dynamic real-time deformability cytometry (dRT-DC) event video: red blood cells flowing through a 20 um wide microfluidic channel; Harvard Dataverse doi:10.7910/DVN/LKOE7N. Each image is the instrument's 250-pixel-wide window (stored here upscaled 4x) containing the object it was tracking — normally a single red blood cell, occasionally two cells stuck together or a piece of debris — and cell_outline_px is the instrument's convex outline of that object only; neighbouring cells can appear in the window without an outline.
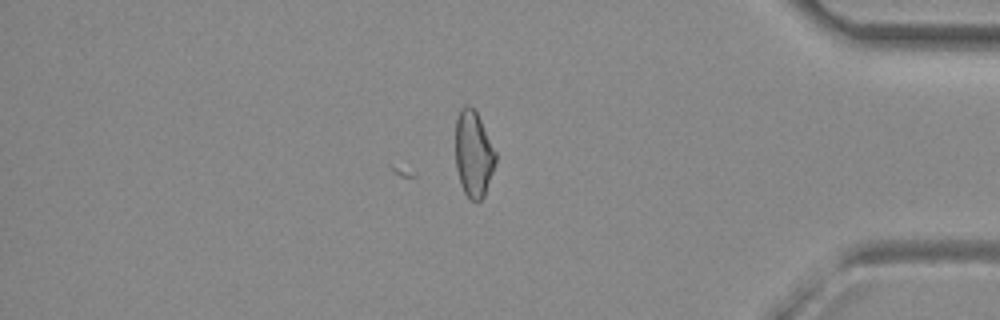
{"species": "common noctule bat (a hibernating species)", "species_latin": "Nyctalus noctula", "temperature_condition": "room temperature", "stored_images_in_passage": 29, "camera_frame_rate_fps": 3000, "um_per_image_px": 0.085, "animal": {"sex": "female", "body_mass_g": 29.2, "forearm_length_mm": 56.3}, "frame": {"image": 1, "passage_image": 29, "time_ms": 9.333, "image_size_px": [1000, 320], "cell_outline_px": [[496, 160], [484, 196], [480, 200], [472, 200], [464, 192], [460, 184], [456, 168], [456, 120], [460, 108], [464, 104], [468, 104], [476, 112], [496, 152]], "centroid_in_image_um": [40.23, 13.07], "position_along_channel_um": 395.0, "area_um2": 19.88}}